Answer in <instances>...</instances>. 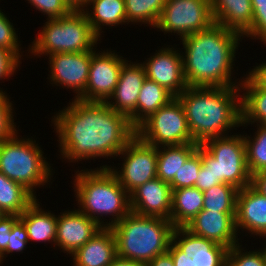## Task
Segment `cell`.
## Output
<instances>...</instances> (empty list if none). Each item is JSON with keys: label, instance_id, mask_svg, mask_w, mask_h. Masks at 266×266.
Masks as SVG:
<instances>
[{"label": "cell", "instance_id": "cell-1", "mask_svg": "<svg viewBox=\"0 0 266 266\" xmlns=\"http://www.w3.org/2000/svg\"><path fill=\"white\" fill-rule=\"evenodd\" d=\"M52 123L58 133L60 154L70 162L118 157L136 136L128 117L101 102L74 99L54 115Z\"/></svg>", "mask_w": 266, "mask_h": 266}, {"label": "cell", "instance_id": "cell-2", "mask_svg": "<svg viewBox=\"0 0 266 266\" xmlns=\"http://www.w3.org/2000/svg\"><path fill=\"white\" fill-rule=\"evenodd\" d=\"M241 37L238 32L213 23L182 38L183 71L188 87H239L241 81L234 83L231 75Z\"/></svg>", "mask_w": 266, "mask_h": 266}, {"label": "cell", "instance_id": "cell-3", "mask_svg": "<svg viewBox=\"0 0 266 266\" xmlns=\"http://www.w3.org/2000/svg\"><path fill=\"white\" fill-rule=\"evenodd\" d=\"M240 90V87H187L177 96L194 143L202 145L241 126Z\"/></svg>", "mask_w": 266, "mask_h": 266}, {"label": "cell", "instance_id": "cell-4", "mask_svg": "<svg viewBox=\"0 0 266 266\" xmlns=\"http://www.w3.org/2000/svg\"><path fill=\"white\" fill-rule=\"evenodd\" d=\"M109 167L78 170L74 176L78 210L102 227L113 226L131 212L129 193ZM103 215L113 216L112 221L104 222Z\"/></svg>", "mask_w": 266, "mask_h": 266}, {"label": "cell", "instance_id": "cell-5", "mask_svg": "<svg viewBox=\"0 0 266 266\" xmlns=\"http://www.w3.org/2000/svg\"><path fill=\"white\" fill-rule=\"evenodd\" d=\"M110 228L115 236L117 256L148 264L168 251L175 227L170 220L130 212Z\"/></svg>", "mask_w": 266, "mask_h": 266}, {"label": "cell", "instance_id": "cell-6", "mask_svg": "<svg viewBox=\"0 0 266 266\" xmlns=\"http://www.w3.org/2000/svg\"><path fill=\"white\" fill-rule=\"evenodd\" d=\"M28 53L34 56L54 53H77L94 50L101 39L92 31L82 9H73L66 16L47 19ZM40 54V55H39Z\"/></svg>", "mask_w": 266, "mask_h": 266}, {"label": "cell", "instance_id": "cell-7", "mask_svg": "<svg viewBox=\"0 0 266 266\" xmlns=\"http://www.w3.org/2000/svg\"><path fill=\"white\" fill-rule=\"evenodd\" d=\"M18 137L16 134L0 143V172L21 184L36 198L34 188L50 182L53 169L35 139Z\"/></svg>", "mask_w": 266, "mask_h": 266}, {"label": "cell", "instance_id": "cell-8", "mask_svg": "<svg viewBox=\"0 0 266 266\" xmlns=\"http://www.w3.org/2000/svg\"><path fill=\"white\" fill-rule=\"evenodd\" d=\"M201 159L220 183L230 184L238 190L251 184L244 137L241 134L207 140L201 145Z\"/></svg>", "mask_w": 266, "mask_h": 266}, {"label": "cell", "instance_id": "cell-9", "mask_svg": "<svg viewBox=\"0 0 266 266\" xmlns=\"http://www.w3.org/2000/svg\"><path fill=\"white\" fill-rule=\"evenodd\" d=\"M136 135L157 148L194 143L184 108L177 97L145 119L136 128Z\"/></svg>", "mask_w": 266, "mask_h": 266}, {"label": "cell", "instance_id": "cell-10", "mask_svg": "<svg viewBox=\"0 0 266 266\" xmlns=\"http://www.w3.org/2000/svg\"><path fill=\"white\" fill-rule=\"evenodd\" d=\"M214 23L210 0H166L155 28L184 38Z\"/></svg>", "mask_w": 266, "mask_h": 266}, {"label": "cell", "instance_id": "cell-11", "mask_svg": "<svg viewBox=\"0 0 266 266\" xmlns=\"http://www.w3.org/2000/svg\"><path fill=\"white\" fill-rule=\"evenodd\" d=\"M228 250V247L192 234L185 227L174 228L168 248L174 266H226Z\"/></svg>", "mask_w": 266, "mask_h": 266}, {"label": "cell", "instance_id": "cell-12", "mask_svg": "<svg viewBox=\"0 0 266 266\" xmlns=\"http://www.w3.org/2000/svg\"><path fill=\"white\" fill-rule=\"evenodd\" d=\"M118 155L124 156L121 170L109 168L129 194L138 186L157 177V147L147 144L137 135Z\"/></svg>", "mask_w": 266, "mask_h": 266}, {"label": "cell", "instance_id": "cell-13", "mask_svg": "<svg viewBox=\"0 0 266 266\" xmlns=\"http://www.w3.org/2000/svg\"><path fill=\"white\" fill-rule=\"evenodd\" d=\"M125 61L127 60L111 50L101 53L92 50L86 89L77 100L105 103L118 83Z\"/></svg>", "mask_w": 266, "mask_h": 266}, {"label": "cell", "instance_id": "cell-14", "mask_svg": "<svg viewBox=\"0 0 266 266\" xmlns=\"http://www.w3.org/2000/svg\"><path fill=\"white\" fill-rule=\"evenodd\" d=\"M51 84L73 89L78 99L85 91L89 77L91 51L49 55Z\"/></svg>", "mask_w": 266, "mask_h": 266}, {"label": "cell", "instance_id": "cell-15", "mask_svg": "<svg viewBox=\"0 0 266 266\" xmlns=\"http://www.w3.org/2000/svg\"><path fill=\"white\" fill-rule=\"evenodd\" d=\"M128 62V60L125 61L122 66L118 83L105 103L117 113L128 117L131 124L137 128V100L146 79V73L142 63L133 64L131 60L129 64Z\"/></svg>", "mask_w": 266, "mask_h": 266}, {"label": "cell", "instance_id": "cell-16", "mask_svg": "<svg viewBox=\"0 0 266 266\" xmlns=\"http://www.w3.org/2000/svg\"><path fill=\"white\" fill-rule=\"evenodd\" d=\"M174 48H161L142 63L146 78L163 86L174 97L179 96L187 87L183 71L181 52ZM180 52V53H179Z\"/></svg>", "mask_w": 266, "mask_h": 266}, {"label": "cell", "instance_id": "cell-17", "mask_svg": "<svg viewBox=\"0 0 266 266\" xmlns=\"http://www.w3.org/2000/svg\"><path fill=\"white\" fill-rule=\"evenodd\" d=\"M129 196L131 212L170 220L172 189L169 183L156 177L138 186Z\"/></svg>", "mask_w": 266, "mask_h": 266}, {"label": "cell", "instance_id": "cell-18", "mask_svg": "<svg viewBox=\"0 0 266 266\" xmlns=\"http://www.w3.org/2000/svg\"><path fill=\"white\" fill-rule=\"evenodd\" d=\"M236 213L201 210L186 226L192 234L229 249L239 243L235 226Z\"/></svg>", "mask_w": 266, "mask_h": 266}, {"label": "cell", "instance_id": "cell-19", "mask_svg": "<svg viewBox=\"0 0 266 266\" xmlns=\"http://www.w3.org/2000/svg\"><path fill=\"white\" fill-rule=\"evenodd\" d=\"M103 227L78 209L57 216L56 245L69 255L82 247Z\"/></svg>", "mask_w": 266, "mask_h": 266}, {"label": "cell", "instance_id": "cell-20", "mask_svg": "<svg viewBox=\"0 0 266 266\" xmlns=\"http://www.w3.org/2000/svg\"><path fill=\"white\" fill-rule=\"evenodd\" d=\"M235 226L266 238V197L251 185L237 192Z\"/></svg>", "mask_w": 266, "mask_h": 266}, {"label": "cell", "instance_id": "cell-21", "mask_svg": "<svg viewBox=\"0 0 266 266\" xmlns=\"http://www.w3.org/2000/svg\"><path fill=\"white\" fill-rule=\"evenodd\" d=\"M70 256L73 266H108L117 257L113 231L103 227Z\"/></svg>", "mask_w": 266, "mask_h": 266}, {"label": "cell", "instance_id": "cell-22", "mask_svg": "<svg viewBox=\"0 0 266 266\" xmlns=\"http://www.w3.org/2000/svg\"><path fill=\"white\" fill-rule=\"evenodd\" d=\"M214 23L243 35L252 25L251 0H210Z\"/></svg>", "mask_w": 266, "mask_h": 266}, {"label": "cell", "instance_id": "cell-23", "mask_svg": "<svg viewBox=\"0 0 266 266\" xmlns=\"http://www.w3.org/2000/svg\"><path fill=\"white\" fill-rule=\"evenodd\" d=\"M36 198L27 209L19 215V220L24 224L30 241L54 242L56 240L57 217L46 212L38 204Z\"/></svg>", "mask_w": 266, "mask_h": 266}, {"label": "cell", "instance_id": "cell-24", "mask_svg": "<svg viewBox=\"0 0 266 266\" xmlns=\"http://www.w3.org/2000/svg\"><path fill=\"white\" fill-rule=\"evenodd\" d=\"M92 10L89 12L87 6ZM82 8L92 31L101 38L102 26H118L127 23L124 0H87ZM87 9V10H86Z\"/></svg>", "mask_w": 266, "mask_h": 266}, {"label": "cell", "instance_id": "cell-25", "mask_svg": "<svg viewBox=\"0 0 266 266\" xmlns=\"http://www.w3.org/2000/svg\"><path fill=\"white\" fill-rule=\"evenodd\" d=\"M204 195L195 186L172 190L170 221L173 226L185 227L203 208Z\"/></svg>", "mask_w": 266, "mask_h": 266}, {"label": "cell", "instance_id": "cell-26", "mask_svg": "<svg viewBox=\"0 0 266 266\" xmlns=\"http://www.w3.org/2000/svg\"><path fill=\"white\" fill-rule=\"evenodd\" d=\"M199 144L188 143L157 148V178L171 183L187 159L197 150Z\"/></svg>", "mask_w": 266, "mask_h": 266}, {"label": "cell", "instance_id": "cell-27", "mask_svg": "<svg viewBox=\"0 0 266 266\" xmlns=\"http://www.w3.org/2000/svg\"><path fill=\"white\" fill-rule=\"evenodd\" d=\"M241 126L247 123L266 125V90L257 88L247 77L241 79ZM246 124V126H245Z\"/></svg>", "mask_w": 266, "mask_h": 266}, {"label": "cell", "instance_id": "cell-28", "mask_svg": "<svg viewBox=\"0 0 266 266\" xmlns=\"http://www.w3.org/2000/svg\"><path fill=\"white\" fill-rule=\"evenodd\" d=\"M35 199L21 184L0 172V209L6 215H21Z\"/></svg>", "mask_w": 266, "mask_h": 266}, {"label": "cell", "instance_id": "cell-29", "mask_svg": "<svg viewBox=\"0 0 266 266\" xmlns=\"http://www.w3.org/2000/svg\"><path fill=\"white\" fill-rule=\"evenodd\" d=\"M173 98L163 86L146 78L137 100V127Z\"/></svg>", "mask_w": 266, "mask_h": 266}, {"label": "cell", "instance_id": "cell-30", "mask_svg": "<svg viewBox=\"0 0 266 266\" xmlns=\"http://www.w3.org/2000/svg\"><path fill=\"white\" fill-rule=\"evenodd\" d=\"M166 0H124L127 22L156 27Z\"/></svg>", "mask_w": 266, "mask_h": 266}, {"label": "cell", "instance_id": "cell-31", "mask_svg": "<svg viewBox=\"0 0 266 266\" xmlns=\"http://www.w3.org/2000/svg\"><path fill=\"white\" fill-rule=\"evenodd\" d=\"M256 126L254 138L243 134L247 168L251 176L266 171V125L257 124Z\"/></svg>", "mask_w": 266, "mask_h": 266}, {"label": "cell", "instance_id": "cell-32", "mask_svg": "<svg viewBox=\"0 0 266 266\" xmlns=\"http://www.w3.org/2000/svg\"><path fill=\"white\" fill-rule=\"evenodd\" d=\"M238 189L230 184L220 183L203 192V210L221 213H236Z\"/></svg>", "mask_w": 266, "mask_h": 266}, {"label": "cell", "instance_id": "cell-33", "mask_svg": "<svg viewBox=\"0 0 266 266\" xmlns=\"http://www.w3.org/2000/svg\"><path fill=\"white\" fill-rule=\"evenodd\" d=\"M201 165V145H199L197 150L187 159L178 173L175 174V177L169 184L171 189L175 190L195 186Z\"/></svg>", "mask_w": 266, "mask_h": 266}, {"label": "cell", "instance_id": "cell-34", "mask_svg": "<svg viewBox=\"0 0 266 266\" xmlns=\"http://www.w3.org/2000/svg\"><path fill=\"white\" fill-rule=\"evenodd\" d=\"M240 243L228 250L226 266H266V247L258 251H246Z\"/></svg>", "mask_w": 266, "mask_h": 266}, {"label": "cell", "instance_id": "cell-35", "mask_svg": "<svg viewBox=\"0 0 266 266\" xmlns=\"http://www.w3.org/2000/svg\"><path fill=\"white\" fill-rule=\"evenodd\" d=\"M9 99L5 91H0V143L12 139L18 131L13 119L14 108Z\"/></svg>", "mask_w": 266, "mask_h": 266}, {"label": "cell", "instance_id": "cell-36", "mask_svg": "<svg viewBox=\"0 0 266 266\" xmlns=\"http://www.w3.org/2000/svg\"><path fill=\"white\" fill-rule=\"evenodd\" d=\"M253 21L251 27L242 35L266 42V0H251ZM246 35V36H245Z\"/></svg>", "mask_w": 266, "mask_h": 266}, {"label": "cell", "instance_id": "cell-37", "mask_svg": "<svg viewBox=\"0 0 266 266\" xmlns=\"http://www.w3.org/2000/svg\"><path fill=\"white\" fill-rule=\"evenodd\" d=\"M20 41L16 34L13 23L9 18L0 10V48L10 51L19 61L22 59L20 55Z\"/></svg>", "mask_w": 266, "mask_h": 266}, {"label": "cell", "instance_id": "cell-38", "mask_svg": "<svg viewBox=\"0 0 266 266\" xmlns=\"http://www.w3.org/2000/svg\"><path fill=\"white\" fill-rule=\"evenodd\" d=\"M38 11L48 15L47 19H58L69 14L73 8L66 0H27Z\"/></svg>", "mask_w": 266, "mask_h": 266}, {"label": "cell", "instance_id": "cell-39", "mask_svg": "<svg viewBox=\"0 0 266 266\" xmlns=\"http://www.w3.org/2000/svg\"><path fill=\"white\" fill-rule=\"evenodd\" d=\"M28 242L29 238L26 228L24 224L18 220L12 227L6 249L0 254L1 262L6 254L25 250L24 248H26Z\"/></svg>", "mask_w": 266, "mask_h": 266}, {"label": "cell", "instance_id": "cell-40", "mask_svg": "<svg viewBox=\"0 0 266 266\" xmlns=\"http://www.w3.org/2000/svg\"><path fill=\"white\" fill-rule=\"evenodd\" d=\"M20 63L21 62L10 51L0 48V80L8 79L14 75ZM0 91L3 90L0 88Z\"/></svg>", "mask_w": 266, "mask_h": 266}, {"label": "cell", "instance_id": "cell-41", "mask_svg": "<svg viewBox=\"0 0 266 266\" xmlns=\"http://www.w3.org/2000/svg\"><path fill=\"white\" fill-rule=\"evenodd\" d=\"M18 220L17 215H4L0 219V254L6 249L12 227Z\"/></svg>", "mask_w": 266, "mask_h": 266}, {"label": "cell", "instance_id": "cell-42", "mask_svg": "<svg viewBox=\"0 0 266 266\" xmlns=\"http://www.w3.org/2000/svg\"><path fill=\"white\" fill-rule=\"evenodd\" d=\"M217 184H220V181L216 180L212 172L206 169L202 164L196 179L195 187L204 192Z\"/></svg>", "mask_w": 266, "mask_h": 266}, {"label": "cell", "instance_id": "cell-43", "mask_svg": "<svg viewBox=\"0 0 266 266\" xmlns=\"http://www.w3.org/2000/svg\"><path fill=\"white\" fill-rule=\"evenodd\" d=\"M246 77L259 89L266 90V63L254 67Z\"/></svg>", "mask_w": 266, "mask_h": 266}, {"label": "cell", "instance_id": "cell-44", "mask_svg": "<svg viewBox=\"0 0 266 266\" xmlns=\"http://www.w3.org/2000/svg\"><path fill=\"white\" fill-rule=\"evenodd\" d=\"M250 185L266 197V171L252 175Z\"/></svg>", "mask_w": 266, "mask_h": 266}, {"label": "cell", "instance_id": "cell-45", "mask_svg": "<svg viewBox=\"0 0 266 266\" xmlns=\"http://www.w3.org/2000/svg\"><path fill=\"white\" fill-rule=\"evenodd\" d=\"M148 266H174V261L170 253L167 251L157 255L148 263Z\"/></svg>", "mask_w": 266, "mask_h": 266}, {"label": "cell", "instance_id": "cell-46", "mask_svg": "<svg viewBox=\"0 0 266 266\" xmlns=\"http://www.w3.org/2000/svg\"><path fill=\"white\" fill-rule=\"evenodd\" d=\"M108 266H148V264L117 256Z\"/></svg>", "mask_w": 266, "mask_h": 266}, {"label": "cell", "instance_id": "cell-47", "mask_svg": "<svg viewBox=\"0 0 266 266\" xmlns=\"http://www.w3.org/2000/svg\"><path fill=\"white\" fill-rule=\"evenodd\" d=\"M87 0H66L73 9H82Z\"/></svg>", "mask_w": 266, "mask_h": 266}, {"label": "cell", "instance_id": "cell-48", "mask_svg": "<svg viewBox=\"0 0 266 266\" xmlns=\"http://www.w3.org/2000/svg\"><path fill=\"white\" fill-rule=\"evenodd\" d=\"M4 215H6V214L0 209V219H1Z\"/></svg>", "mask_w": 266, "mask_h": 266}]
</instances>
